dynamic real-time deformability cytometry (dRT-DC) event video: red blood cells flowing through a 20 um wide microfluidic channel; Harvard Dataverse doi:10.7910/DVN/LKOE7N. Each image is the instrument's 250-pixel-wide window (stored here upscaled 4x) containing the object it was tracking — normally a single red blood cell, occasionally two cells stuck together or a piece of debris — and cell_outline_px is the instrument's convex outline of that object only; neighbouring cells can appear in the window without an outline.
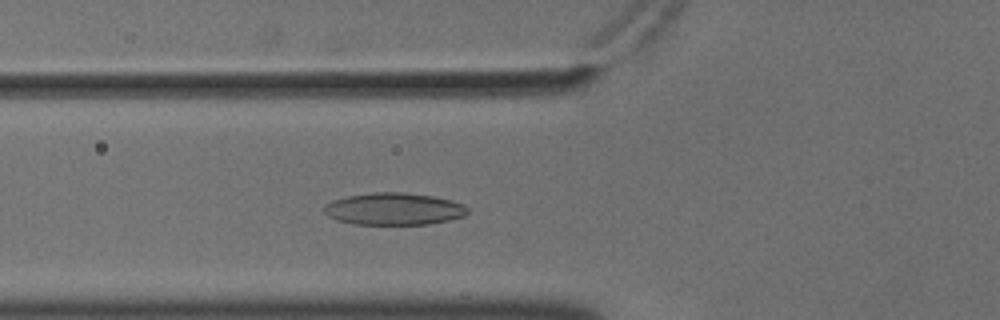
{"species": "common noctule bat (a hibernating species)", "species_latin": "Nyctalus noctula", "temperature_condition": "cold", "stored_images_in_passage": 57, "camera_frame_rate_fps": 3000, "um_per_image_px": 0.085, "animal": {"sex": "male", "body_mass_g": 18.8}, "frame": {"image": 1, "passage_image": 22, "time_ms": 7.0, "image_size_px": [1000, 320], "cell_outline_px": [[468, 212], [464, 216], [452, 220], [428, 224], [352, 224], [336, 220], [328, 216], [324, 212], [324, 204], [332, 200], [348, 196], [372, 192], [404, 192], [432, 196], [452, 200], [464, 204], [468, 208]], "centroid_in_image_um": [33.49, 17.76], "position_along_channel_um": 92.3, "area_um2": 27.11}}
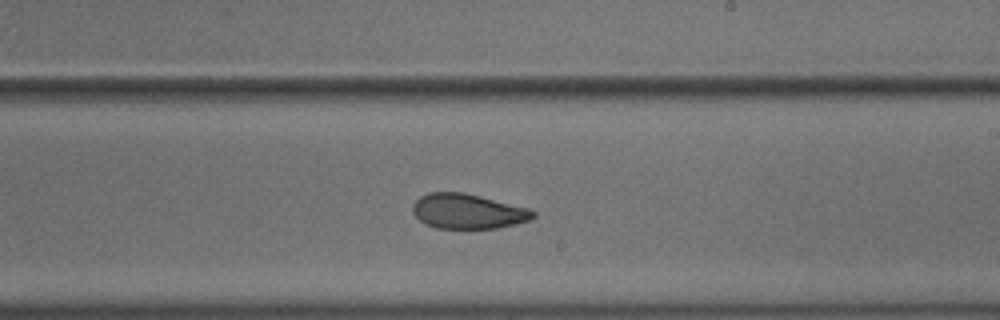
{"frame": {"image": 2, "passage_image": 35, "time_ms": 11.333, "image_size_px": [1000, 320], "cell_outline_px": [[536, 216], [532, 220], [500, 228], [436, 228], [424, 224], [412, 212], [412, 204], [420, 196], [428, 192], [464, 192], [528, 208], [536, 212]], "centroid_in_image_um": [39.77, 17.96], "position_along_channel_um": 249.2, "area_um2": 24.68}}
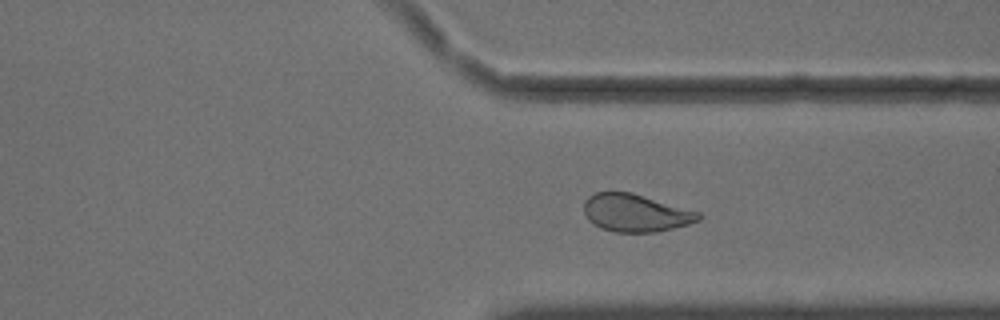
{"frame": {"image": 3, "passage_image": 44, "time_ms": 14.333, "image_size_px": [1000, 320], "cell_outline_px": [[700, 220], [688, 224], [656, 232], [616, 232], [600, 228], [588, 220], [584, 212], [584, 200], [588, 196], [596, 192], [632, 192], [700, 212]], "centroid_in_image_um": [54.0, 18.09], "position_along_channel_um": 357.4, "area_um2": 25.14}, "authors_computed_cell_mechanics": {"area_um2": 26.8192, "velocity_mm_per_s": 3.6011, "shape_relaxation_time_tau1_ms": 6.1252, "shape_relaxation_time_tau2_ms": 3.6897, "deformation_change_tau1": 0.1487, "deformation_change_tau2": 0.0832}}